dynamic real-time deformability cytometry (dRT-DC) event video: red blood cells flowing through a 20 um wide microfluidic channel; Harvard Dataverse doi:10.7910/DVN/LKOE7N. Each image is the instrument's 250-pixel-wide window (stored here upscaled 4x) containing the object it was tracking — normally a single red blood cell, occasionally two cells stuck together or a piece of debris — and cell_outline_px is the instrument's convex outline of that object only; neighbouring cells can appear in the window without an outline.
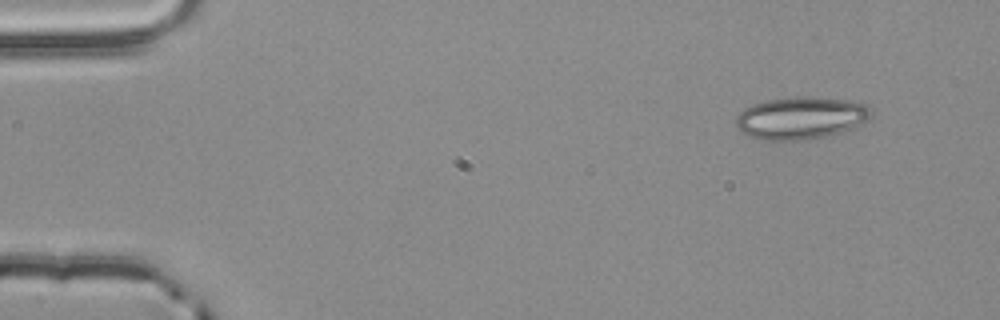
{"species": "common noctule bat (a hibernating species)", "species_latin": "Nyctalus noctula", "temperature_condition": "room temperature", "stored_images_in_passage": 4, "camera_frame_rate_fps": 3000, "um_per_image_px": 0.085, "animal": {"sex": "male", "body_mass_g": 20.4}, "frame": {"image": 1, "passage_image": 1, "time_ms": 0.0, "image_size_px": [1000, 320], "cell_outline_px": [[872, 116], [868, 120], [856, 128], [824, 136], [804, 140], [764, 140], [748, 136], [740, 132], [736, 124], [736, 116], [744, 108], [752, 104], [768, 100], [792, 96], [812, 96], [844, 100], [868, 104], [872, 112]], "centroid_in_image_um": [68.08, 10.02], "position_along_channel_um": 16.9, "area_um2": 33.76}}